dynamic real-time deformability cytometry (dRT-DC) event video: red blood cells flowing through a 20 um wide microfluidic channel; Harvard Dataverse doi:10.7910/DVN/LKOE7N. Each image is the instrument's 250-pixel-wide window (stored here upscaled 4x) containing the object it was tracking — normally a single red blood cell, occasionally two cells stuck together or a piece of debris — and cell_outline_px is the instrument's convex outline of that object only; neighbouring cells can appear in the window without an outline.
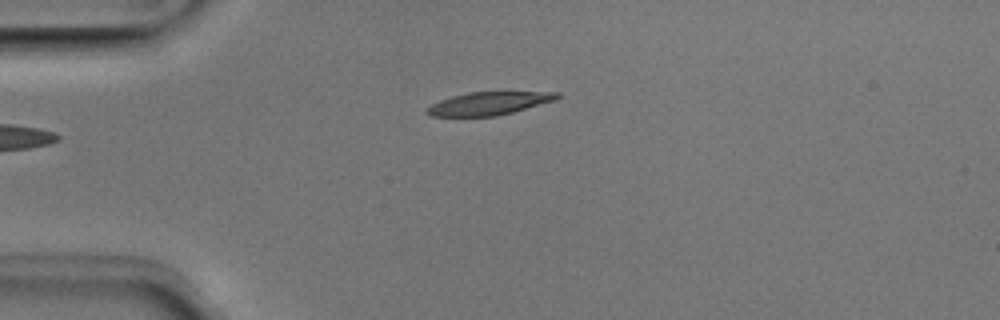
{"species": "Egyptian fruit bat (a non-hibernating species)", "species_latin": "Rousettus aegyptiacus", "temperature_condition": "room temperature", "stored_images_in_passage": 35, "camera_frame_rate_fps": 3000, "um_per_image_px": 0.085, "animal": {"sex": "male"}, "frame": {"image": 1, "passage_image": 1, "time_ms": 0.0, "image_size_px": [1000, 320], "cell_outline_px": [[560, 96], [556, 100], [512, 112], [496, 116], [432, 116], [424, 112], [432, 104], [440, 100], [452, 96], [468, 92], [560, 92]], "centroid_in_image_um": [41.56, 8.79], "position_along_channel_um": 43.4, "area_um2": 17.28}}
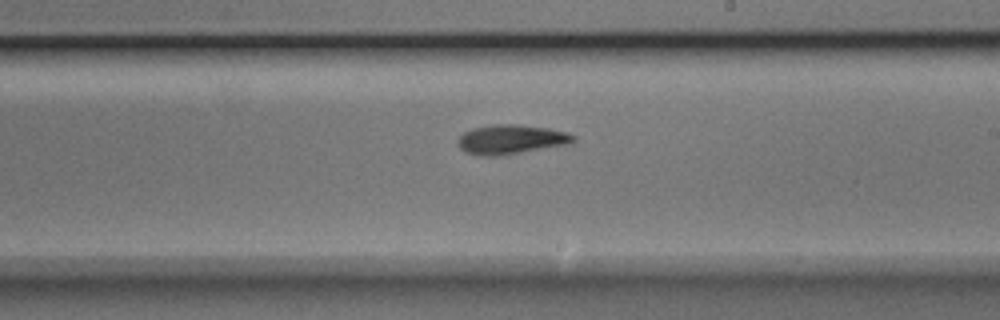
{"frame": {"image": 2, "passage_image": 18, "time_ms": 5.667, "image_size_px": [1000, 320], "cell_outline_px": [[576, 140], [572, 144], [496, 156], [480, 156], [464, 152], [456, 144], [456, 140], [464, 132], [472, 128], [496, 124], [520, 124], [548, 128], [568, 132], [576, 136]], "centroid_in_image_um": [43.45, 11.85], "position_along_channel_um": 245.6, "area_um2": 20.11}}
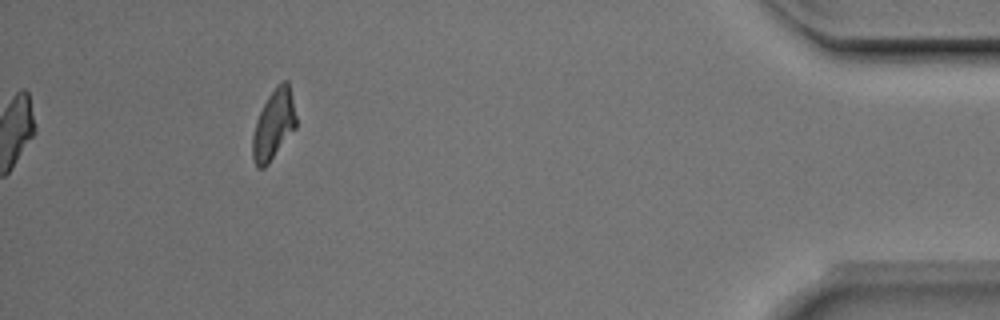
{"frame": {"image": 3, "passage_image": 35, "time_ms": 11.333, "image_size_px": [1000, 320], "cell_outline_px": [[296, 128], [268, 164], [264, 168], [256, 168], [252, 160], [252, 136], [256, 120], [268, 96], [284, 80], [288, 80], [292, 96], [296, 116]], "centroid_in_image_um": [23.25, 10.65], "position_along_channel_um": 412.0, "area_um2": 17.63}, "authors_computed_cell_mechanics": {"area_um2": 18.7272, "velocity_mm_per_s": 3.9816, "shape_relaxation_time_tau1_ms": 4.959, "shape_relaxation_time_tau2_ms": 3.121, "deformation_change_tau1": 0.1663, "deformation_change_tau2": 0.1109}}